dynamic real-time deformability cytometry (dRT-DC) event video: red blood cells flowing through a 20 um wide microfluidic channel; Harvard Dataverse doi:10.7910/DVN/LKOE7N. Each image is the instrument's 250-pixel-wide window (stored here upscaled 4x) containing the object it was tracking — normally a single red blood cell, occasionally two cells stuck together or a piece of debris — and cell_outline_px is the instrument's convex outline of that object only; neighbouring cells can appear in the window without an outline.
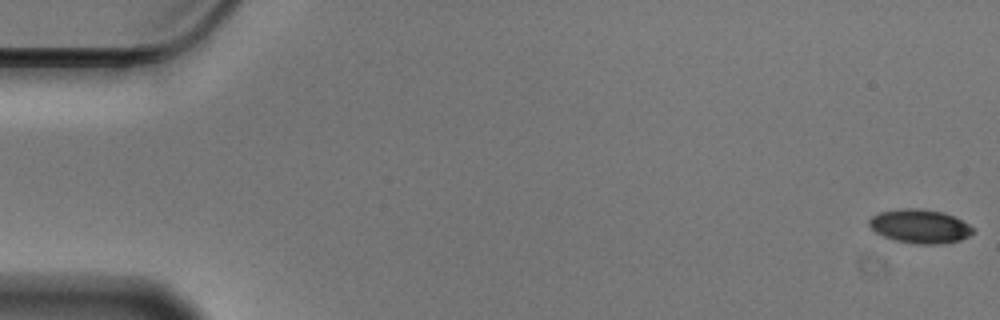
{"species": "Egyptian fruit bat (a non-hibernating species)", "species_latin": "Rousettus aegyptiacus", "temperature_condition": "cold", "stored_images_in_passage": 57, "camera_frame_rate_fps": 3000, "um_per_image_px": 0.085, "animal": {"sex": "male"}, "frame": {"image": 1, "passage_image": 1, "time_ms": 0.0, "image_size_px": [1000, 320], "cell_outline_px": [[976, 228], [968, 236], [960, 240], [944, 244], [916, 244], [896, 240], [884, 236], [876, 232], [868, 224], [868, 220], [872, 216], [880, 212], [904, 208], [920, 208], [944, 212]], "centroid_in_image_um": [78.2, 19.23], "position_along_channel_um": 6.8, "area_um2": 20.4}}
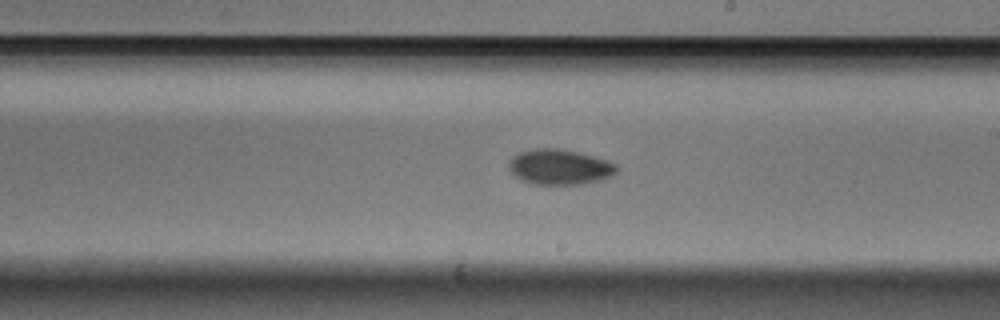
{"frame": {"image": 2, "passage_image": 33, "time_ms": 10.667, "image_size_px": [1000, 320], "cell_outline_px": [[620, 168], [612, 176], [604, 180], [584, 184], [532, 184], [520, 180], [508, 168], [508, 160], [512, 156], [520, 152], [536, 148], [560, 148], [580, 152], [608, 160], [616, 164]], "centroid_in_image_um": [47.6, 14.19], "position_along_channel_um": 241.4, "area_um2": 22.66}}
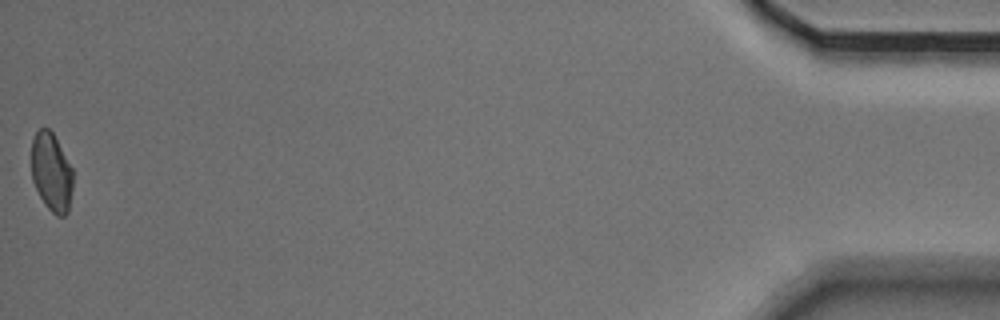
{"frame": {"image": 3, "passage_image": 57, "time_ms": 18.667, "image_size_px": [1000, 320], "cell_outline_px": [[72, 188], [68, 212], [64, 216], [56, 216], [44, 204], [32, 180], [32, 140], [36, 132], [40, 128], [48, 128], [52, 132], [72, 168]], "centroid_in_image_um": [4.37, 14.65], "position_along_channel_um": 430.8, "area_um2": 18.79}, "authors_computed_cell_mechanics": {"area_um2": 20.5768, "velocity_mm_per_s": 3.5532, "shape_relaxation_time_tau1_ms": 3.5522, "shape_relaxation_time_tau2_ms": 4.7207, "deformation_change_tau1": 0.1003, "deformation_change_tau2": 0.0692}}